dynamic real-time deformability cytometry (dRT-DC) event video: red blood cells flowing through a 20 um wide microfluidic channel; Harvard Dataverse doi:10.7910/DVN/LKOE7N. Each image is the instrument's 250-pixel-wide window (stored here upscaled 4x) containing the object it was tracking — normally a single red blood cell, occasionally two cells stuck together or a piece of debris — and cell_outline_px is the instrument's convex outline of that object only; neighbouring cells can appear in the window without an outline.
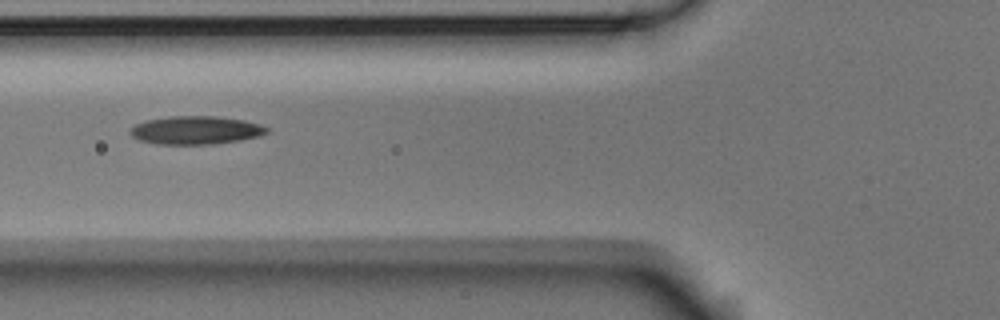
{"species": "Egyptian fruit bat (a non-hibernating species)", "species_latin": "Rousettus aegyptiacus", "temperature_condition": "room temperature", "stored_images_in_passage": 8, "camera_frame_rate_fps": 3000, "um_per_image_px": 0.085, "animal": {"sex": "male"}, "frame": {"image": 1, "passage_image": 6, "time_ms": 1.667, "image_size_px": [1000, 320], "cell_outline_px": [[268, 132], [260, 136], [240, 140], [216, 144], [156, 144], [140, 140], [132, 136], [128, 132], [136, 124], [144, 120], [172, 116], [216, 116], [244, 120], [260, 124], [268, 128]], "centroid_in_image_um": [16.64, 11.06], "position_along_channel_um": 109.2, "area_um2": 22.54}}
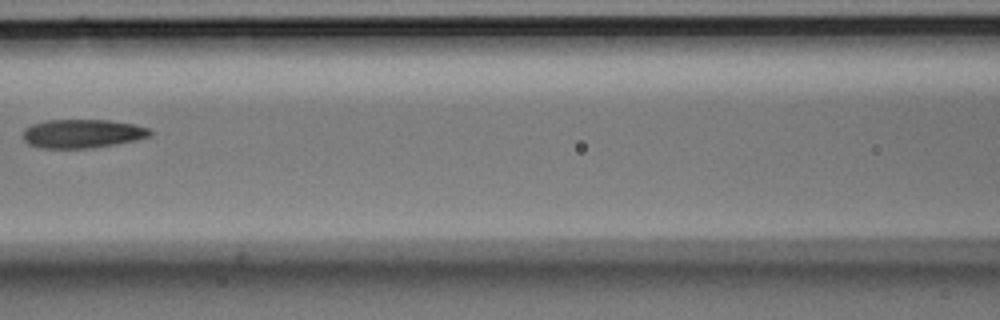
{"frame": {"image": 2, "passage_image": 7, "time_ms": 2.0, "image_size_px": [1000, 320], "cell_outline_px": [[156, 132], [152, 136], [136, 140], [116, 144], [92, 148], [44, 148], [28, 144], [24, 140], [24, 128], [32, 124], [48, 120], [108, 120], [132, 124], [148, 128]], "centroid_in_image_um": [7.04, 11.36], "position_along_channel_um": 159.6, "area_um2": 21.33}}
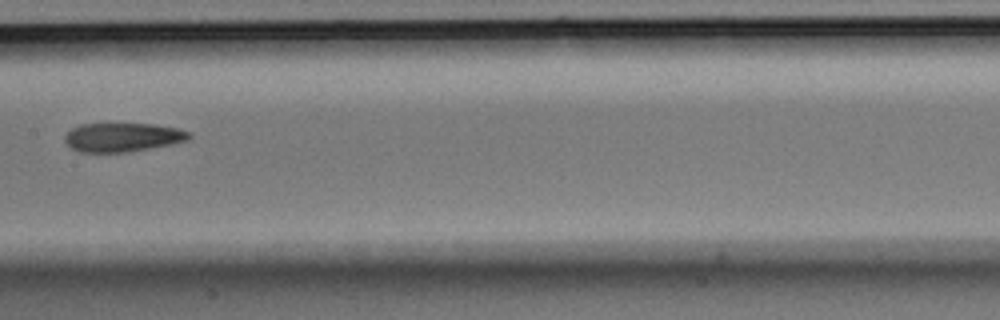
{"frame": {"image": 3, "passage_image": 8, "time_ms": 2.333, "image_size_px": [1000, 320], "cell_outline_px": [[192, 136], [188, 140], [128, 152], [80, 152], [72, 148], [64, 140], [64, 136], [72, 128], [80, 124], [152, 124], [176, 128], [192, 132]], "centroid_in_image_um": [10.41, 11.66], "position_along_channel_um": 197.0, "area_um2": 20.69}}